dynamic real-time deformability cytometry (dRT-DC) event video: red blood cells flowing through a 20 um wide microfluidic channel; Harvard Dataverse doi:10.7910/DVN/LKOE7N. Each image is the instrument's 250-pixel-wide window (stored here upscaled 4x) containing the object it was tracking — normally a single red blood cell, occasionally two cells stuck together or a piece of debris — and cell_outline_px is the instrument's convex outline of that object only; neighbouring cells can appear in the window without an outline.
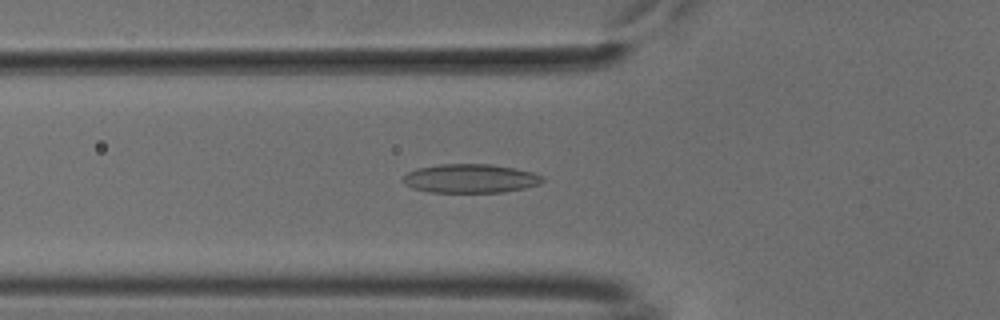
{"species": "common noctule bat (a hibernating species)", "species_latin": "Nyctalus noctula", "temperature_condition": "cold", "stored_images_in_passage": 53, "camera_frame_rate_fps": 3000, "um_per_image_px": 0.085, "animal": {"sex": "male", "body_mass_g": 18.8}, "frame": {"image": 1, "passage_image": 19, "time_ms": 6.0, "image_size_px": [1000, 320], "cell_outline_px": [[544, 180], [540, 184], [524, 188], [504, 192], [428, 192], [412, 188], [404, 184], [404, 176], [408, 172], [416, 168], [440, 164], [488, 164], [512, 168], [532, 172], [544, 176]], "centroid_in_image_um": [39.97, 15.17], "position_along_channel_um": 85.8, "area_um2": 23.41}}
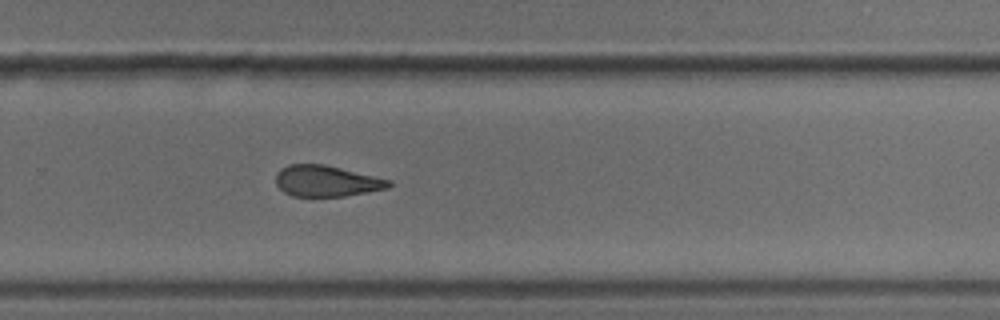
{"frame": {"image": 2, "passage_image": 36, "time_ms": 11.667, "image_size_px": [1000, 320], "cell_outline_px": [[392, 184], [388, 188], [368, 192], [344, 196], [292, 196], [284, 192], [276, 184], [276, 172], [280, 168], [288, 164], [324, 164], [392, 180]], "centroid_in_image_um": [27.74, 15.38], "position_along_channel_um": 302.1, "area_um2": 20.52}}
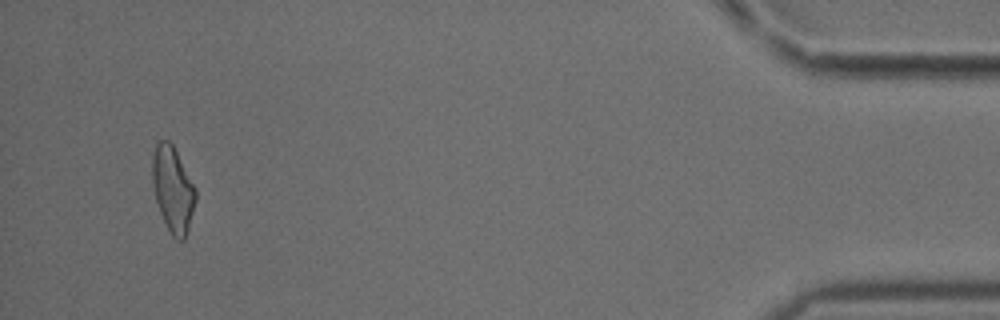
{"frame": {"image": 3, "passage_image": 51, "time_ms": 16.667, "image_size_px": [1000, 320], "cell_outline_px": [[196, 200], [188, 228], [184, 240], [176, 240], [172, 236], [160, 212], [156, 200], [152, 184], [152, 156], [156, 144], [160, 140], [168, 140], [172, 144], [196, 188]], "centroid_in_image_um": [14.68, 16.08], "position_along_channel_um": 420.5, "area_um2": 21.39}, "authors_computed_cell_mechanics": {"area_um2": 21.964, "velocity_mm_per_s": 3.801, "shape_relaxation_time_tau1_ms": 6.7632, "shape_relaxation_time_tau2_ms": 3.1144, "deformation_change_tau1": 0.1543, "deformation_change_tau2": 0.1083}}